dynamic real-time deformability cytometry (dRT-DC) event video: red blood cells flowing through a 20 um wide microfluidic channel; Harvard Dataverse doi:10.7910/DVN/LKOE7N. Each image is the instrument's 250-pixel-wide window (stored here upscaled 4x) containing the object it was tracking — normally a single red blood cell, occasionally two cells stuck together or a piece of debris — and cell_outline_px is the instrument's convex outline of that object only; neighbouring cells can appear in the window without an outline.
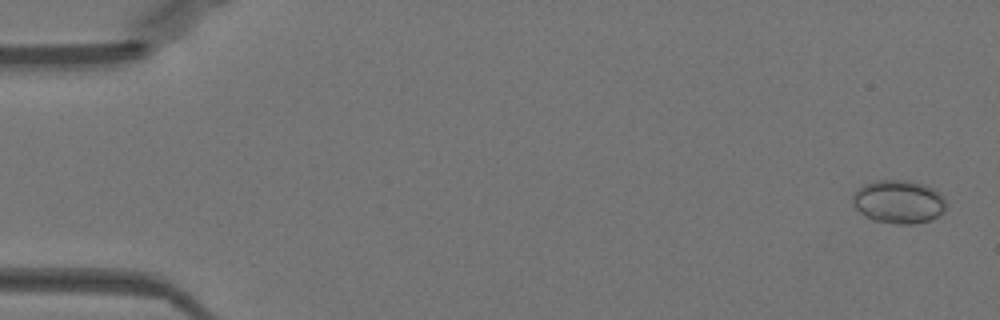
{"species": "Egyptian fruit bat (a non-hibernating species)", "species_latin": "Rousettus aegyptiacus", "temperature_condition": "warm", "stored_images_in_passage": 51, "camera_frame_rate_fps": 3000, "um_per_image_px": 0.085, "animal": {"sex": "female"}, "frame": {"image": 1, "passage_image": 2, "time_ms": 0.333, "image_size_px": [1000, 320], "cell_outline_px": [[948, 208], [944, 212], [932, 220], [912, 224], [896, 224], [872, 220], [864, 216], [852, 204], [852, 196], [864, 184], [876, 180], [912, 180], [936, 188], [944, 196]], "centroid_in_image_um": [76.44, 17.15], "position_along_channel_um": 8.6, "area_um2": 24.16}}
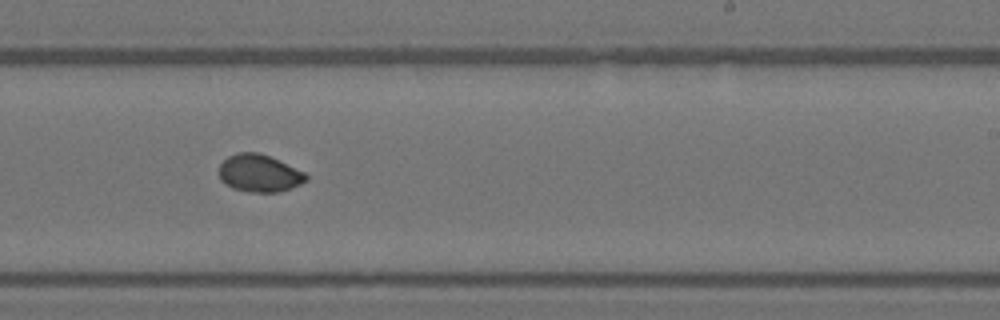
{"frame": {"image": 2, "passage_image": 32, "time_ms": 10.333, "image_size_px": [1000, 320], "cell_outline_px": [[308, 180], [292, 188], [280, 192], [248, 192], [232, 188], [224, 184], [220, 180], [220, 164], [228, 156], [236, 152], [256, 152], [268, 156], [304, 172], [308, 176]], "centroid_in_image_um": [22.02, 14.74], "position_along_channel_um": 267.0, "area_um2": 18.96}}
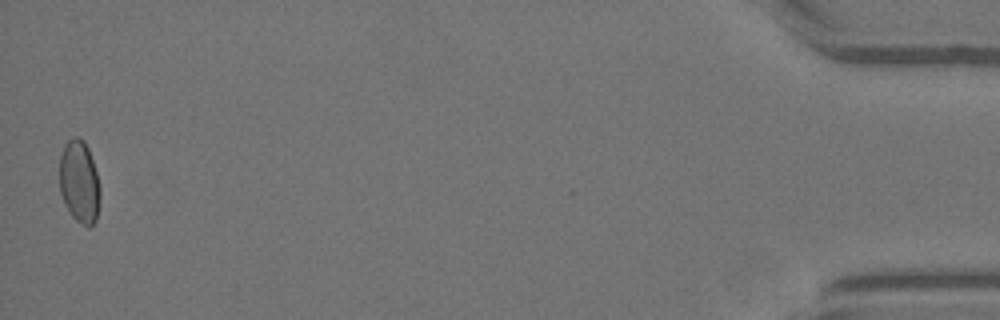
{"frame": {"image": 3, "passage_image": 51, "time_ms": 16.667, "image_size_px": [1000, 320], "cell_outline_px": [[100, 196], [96, 220], [88, 228], [76, 220], [72, 216], [60, 192], [60, 156], [64, 144], [72, 136], [80, 136], [84, 140], [88, 148], [96, 172], [100, 188]], "centroid_in_image_um": [6.75, 15.42], "position_along_channel_um": 428.5, "area_um2": 19.48}, "authors_computed_cell_mechanics": {"area_um2": 19.3052, "velocity_mm_per_s": 3.9952, "shape_relaxation_time_tau1_ms": null, "shape_relaxation_time_tau2_ms": 0.6323, "deformation_change_tau1": null, "deformation_change_tau2": 0.0249}}